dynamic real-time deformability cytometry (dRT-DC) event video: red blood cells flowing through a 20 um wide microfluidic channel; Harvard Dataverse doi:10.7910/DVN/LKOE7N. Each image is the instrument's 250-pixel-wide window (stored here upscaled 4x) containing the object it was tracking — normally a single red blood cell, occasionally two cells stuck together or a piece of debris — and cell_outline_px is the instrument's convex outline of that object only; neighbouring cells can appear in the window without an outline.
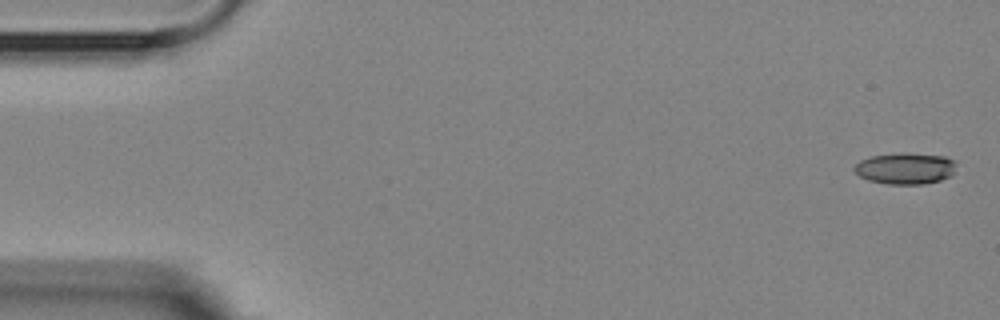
{"species": "Egyptian fruit bat (a non-hibernating species)", "species_latin": "Rousettus aegyptiacus", "temperature_condition": "room temperature", "stored_images_in_passage": 5, "camera_frame_rate_fps": 3000, "um_per_image_px": 0.085, "animal": {"sex": "female"}, "frame": {"image": 1, "passage_image": 1, "time_ms": 0.0, "image_size_px": [1000, 320], "cell_outline_px": [[956, 164], [952, 176], [940, 180], [924, 184], [888, 184], [868, 180], [860, 176], [852, 168], [860, 160], [872, 156], [900, 152], [904, 152], [944, 156], [956, 160]], "centroid_in_image_um": [76.97, 14.31], "position_along_channel_um": 8.0, "area_um2": 18.84}}